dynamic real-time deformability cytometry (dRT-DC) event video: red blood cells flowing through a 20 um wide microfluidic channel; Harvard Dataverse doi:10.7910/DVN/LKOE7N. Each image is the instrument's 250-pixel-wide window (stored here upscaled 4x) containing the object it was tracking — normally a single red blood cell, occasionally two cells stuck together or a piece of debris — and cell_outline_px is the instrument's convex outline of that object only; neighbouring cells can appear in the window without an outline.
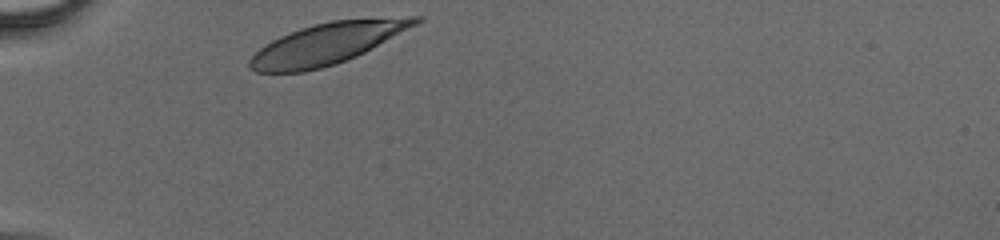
{"species": "human", "species_latin": "Homo sapiens", "temperature_condition": "cold", "stored_images_in_passage": 26, "camera_frame_rate_fps": 3000, "um_per_image_px": 0.085, "donor": {"sex": "male"}, "frame": {"image": 1, "passage_image": 1, "time_ms": 0.0, "image_size_px": [1000, 240], "cell_outline_px": [[424, 20], [364, 52], [356, 56], [336, 64], [304, 72], [256, 72], [248, 68], [248, 60], [260, 48], [272, 40], [280, 36], [300, 28], [332, 20], [412, 16], [420, 16]], "centroid_in_image_um": [27.78, 3.71], "position_along_channel_um": 57.2, "area_um2": 39.42}}
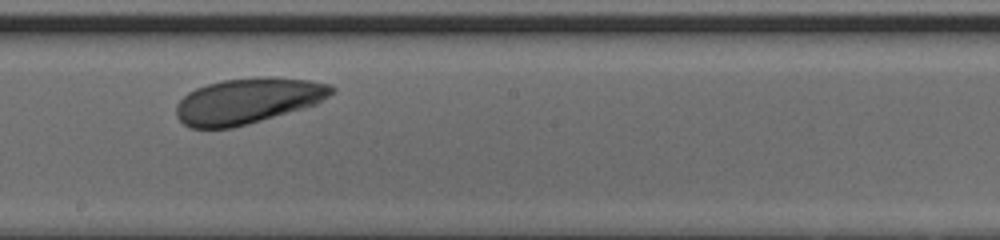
{"frame": {"image": 2, "passage_image": 14, "time_ms": 4.333, "image_size_px": [1000, 240], "cell_outline_px": [[336, 92], [316, 104], [248, 124], [232, 128], [192, 128], [184, 124], [176, 116], [176, 104], [188, 92], [196, 88], [208, 84], [224, 80], [260, 76], [272, 76], [308, 80], [328, 84], [336, 88]], "centroid_in_image_um": [21.07, 8.56], "position_along_channel_um": 227.1, "area_um2": 41.33}}
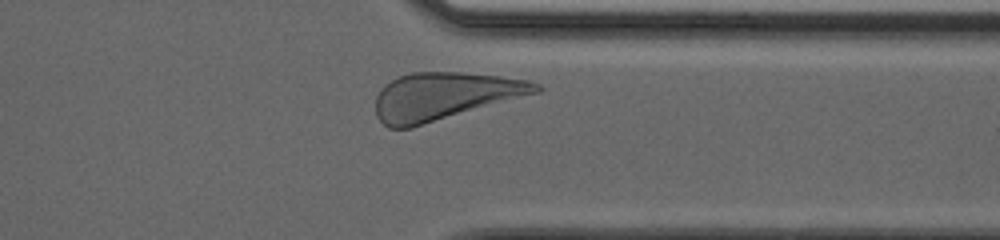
{"frame": {"image": 3, "passage_image": 24, "time_ms": 7.667, "image_size_px": [1000, 240], "cell_outline_px": [[544, 88], [540, 92], [412, 128], [388, 128], [376, 116], [376, 96], [392, 80], [400, 76], [412, 72], [460, 72], [500, 76], [528, 80], [540, 84]], "centroid_in_image_um": [37.8, 8.18], "position_along_channel_um": 373.6, "area_um2": 44.27}}